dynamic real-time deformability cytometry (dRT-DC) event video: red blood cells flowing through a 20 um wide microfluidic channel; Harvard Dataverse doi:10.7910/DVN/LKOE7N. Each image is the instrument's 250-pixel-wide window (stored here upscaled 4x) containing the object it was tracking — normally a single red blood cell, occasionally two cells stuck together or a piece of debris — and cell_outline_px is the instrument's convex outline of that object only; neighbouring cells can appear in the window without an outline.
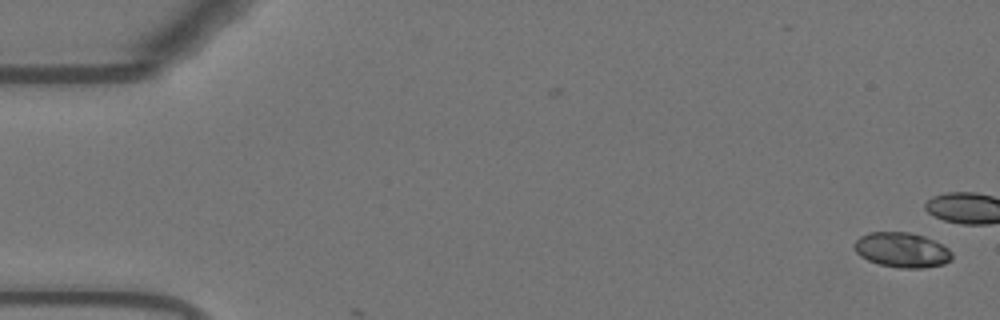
{"species": "Egyptian fruit bat (a non-hibernating species)", "species_latin": "Rousettus aegyptiacus", "temperature_condition": "warm", "stored_images_in_passage": 2, "camera_frame_rate_fps": 3000, "um_per_image_px": 0.085, "animal": {"sex": "female"}, "frame": {"image": 1, "passage_image": 1, "time_ms": 0.0, "image_size_px": [1000, 320], "cell_outline_px": [[952, 260], [944, 264], [924, 268], [900, 268], [880, 264], [868, 260], [860, 256], [856, 252], [852, 244], [860, 236], [868, 232], [908, 232], [924, 236], [948, 248], [952, 252]], "centroid_in_image_um": [76.65, 21.25], "position_along_channel_um": 8.4, "area_um2": 19.94}}